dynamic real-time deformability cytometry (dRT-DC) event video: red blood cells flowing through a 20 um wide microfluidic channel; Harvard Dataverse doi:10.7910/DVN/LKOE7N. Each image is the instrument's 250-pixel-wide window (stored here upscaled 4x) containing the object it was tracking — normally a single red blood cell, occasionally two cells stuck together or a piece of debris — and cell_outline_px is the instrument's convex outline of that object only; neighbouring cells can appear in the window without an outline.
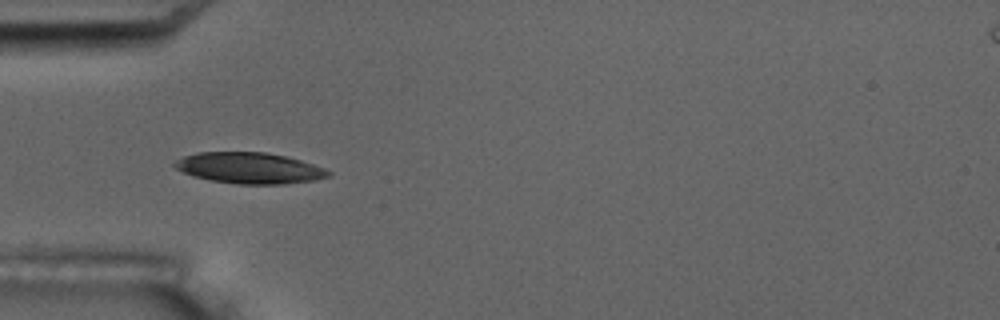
{"species": "common noctule bat (a hibernating species)", "species_latin": "Nyctalus noctula", "temperature_condition": "room temperature", "stored_images_in_passage": 6, "camera_frame_rate_fps": 3000, "um_per_image_px": 0.085, "animal": {"sex": "male", "body_mass_g": 17.5, "forearm_length_mm": 52.3}, "frame": {"image": 1, "passage_image": 5, "time_ms": 5.667, "image_size_px": [1000, 320], "cell_outline_px": [[332, 176], [316, 180], [284, 184], [236, 184], [212, 180], [192, 176], [176, 168], [172, 164], [176, 160], [184, 156], [196, 152], [264, 152], [284, 156], [300, 160], [324, 168], [332, 172]], "centroid_in_image_um": [21.21, 14.29], "position_along_channel_um": 63.8, "area_um2": 27.8}}